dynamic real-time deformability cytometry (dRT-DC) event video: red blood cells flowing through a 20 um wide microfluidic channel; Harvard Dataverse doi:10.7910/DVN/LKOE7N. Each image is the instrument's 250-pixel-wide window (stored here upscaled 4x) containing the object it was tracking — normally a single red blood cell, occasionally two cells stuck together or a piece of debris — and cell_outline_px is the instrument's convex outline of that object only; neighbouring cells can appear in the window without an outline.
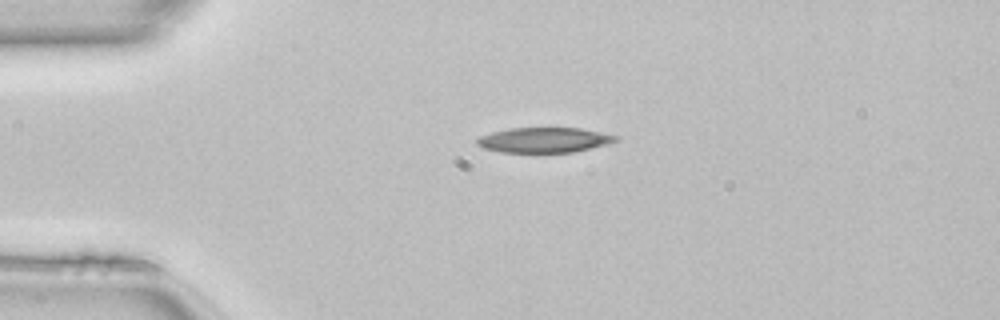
{"species": "common noctule bat (a hibernating species)", "species_latin": "Nyctalus noctula", "temperature_condition": "room temperature", "stored_images_in_passage": 39, "camera_frame_rate_fps": 3000, "um_per_image_px": 0.085, "animal": {"sex": "female", "body_mass_g": 22.7, "forearm_length_mm": 54.2}, "frame": {"image": 1, "passage_image": 1, "time_ms": 0.0, "image_size_px": [1000, 320], "cell_outline_px": [[620, 140], [608, 144], [572, 152], [536, 156], [500, 152], [484, 148], [476, 144], [476, 140], [480, 136], [492, 132], [512, 128], [580, 128], [620, 136]], "centroid_in_image_um": [46.25, 11.95], "position_along_channel_um": 38.8, "area_um2": 21.27}}
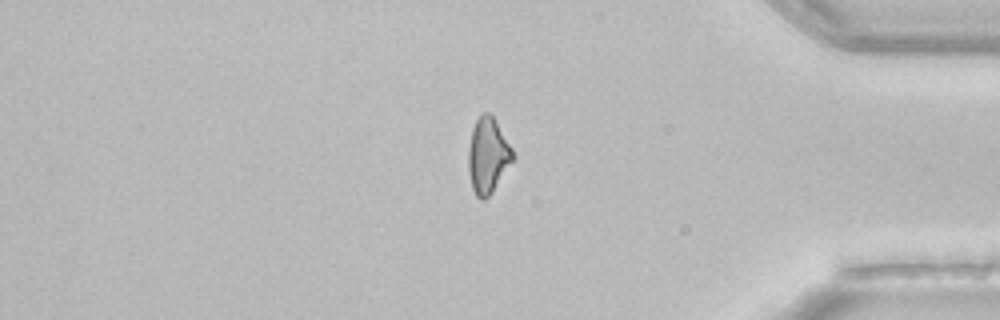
{"frame": {"image": 2, "passage_image": 31, "time_ms": 10.0, "image_size_px": [1000, 320], "cell_outline_px": [[516, 156], [492, 192], [484, 200], [480, 200], [476, 196], [472, 188], [468, 172], [468, 148], [472, 128], [476, 120], [484, 112], [488, 112], [492, 116], [512, 148]], "centroid_in_image_um": [41.45, 13.25], "position_along_channel_um": 393.7, "area_um2": 19.48}}
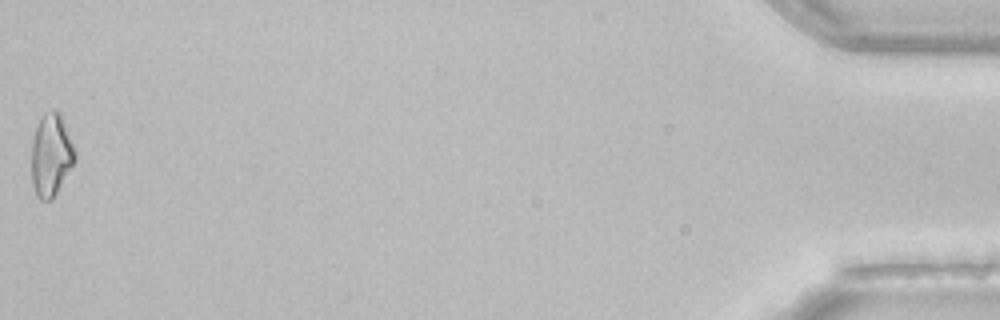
{"frame": {"image": 3, "passage_image": 39, "time_ms": 12.667, "image_size_px": [1000, 320], "cell_outline_px": [[76, 160], [52, 200], [40, 200], [36, 196], [32, 184], [32, 144], [36, 128], [44, 112], [56, 108], [60, 112], [76, 152]], "centroid_in_image_um": [4.35, 13.18], "position_along_channel_um": 430.9, "area_um2": 20.92}, "authors_computed_cell_mechanics": {"area_um2": 20.2878, "velocity_mm_per_s": 4.1394, "shape_relaxation_time_tau1_ms": null, "shape_relaxation_time_tau2_ms": 11.0531, "deformation_change_tau1": null, "deformation_change_tau2": 0.2656}}